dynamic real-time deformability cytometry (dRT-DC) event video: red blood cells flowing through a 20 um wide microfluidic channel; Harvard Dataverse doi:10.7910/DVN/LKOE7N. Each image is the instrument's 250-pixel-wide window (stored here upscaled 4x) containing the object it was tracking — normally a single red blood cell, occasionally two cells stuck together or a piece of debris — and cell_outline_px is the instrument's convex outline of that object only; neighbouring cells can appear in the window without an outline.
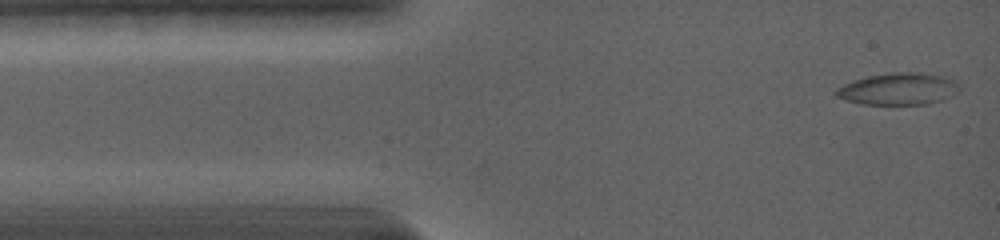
{"species": "common noctule bat (a hibernating species)", "species_latin": "Nyctalus noctula", "temperature_condition": "warm", "stored_images_in_passage": 33, "camera_frame_rate_fps": 5000, "um_per_image_px": 0.085, "animal": {"sex": "female", "body_mass_g": 19.0, "forearm_length_mm": 56.7}, "frame": {"image": 1, "passage_image": 1, "time_ms": 0.0, "image_size_px": [1000, 240], "cell_outline_px": [[960, 92], [940, 100], [928, 104], [860, 104], [844, 100], [836, 96], [832, 92], [836, 88], [852, 80], [868, 76], [892, 72], [920, 72], [944, 76], [952, 80], [960, 88]], "centroid_in_image_um": [76.31, 7.56], "position_along_channel_um": 8.7, "area_um2": 23.06}}
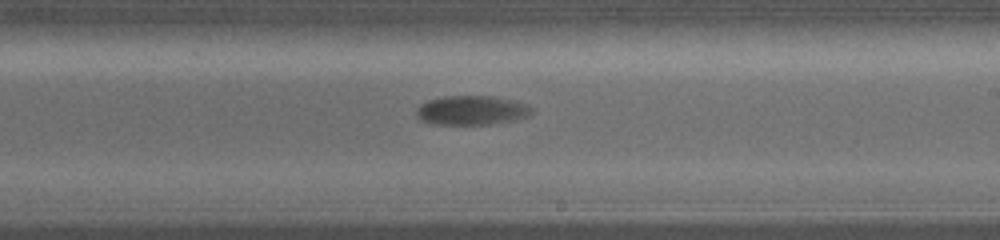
{"frame": {"image": 2, "passage_image": 20, "time_ms": 8.6, "image_size_px": [1000, 240], "cell_outline_px": [[532, 112], [528, 116], [512, 120], [488, 124], [432, 124], [420, 120], [416, 116], [416, 112], [424, 104], [432, 100], [452, 96], [488, 96], [520, 104], [532, 108]], "centroid_in_image_um": [40.04, 9.41], "position_along_channel_um": 249.0, "area_um2": 18.67}}
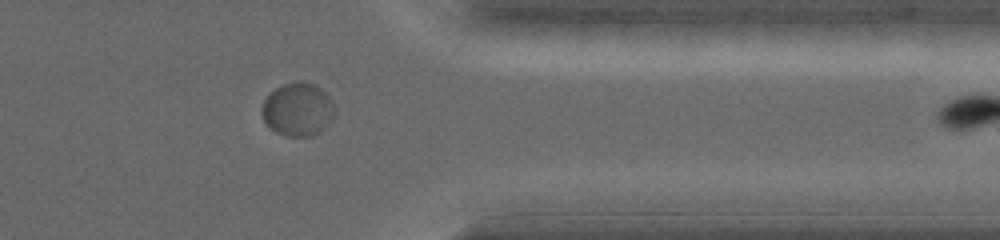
{"frame": {"image": 3, "passage_image": 32, "time_ms": 12.6, "image_size_px": [1000, 240], "cell_outline_px": [[336, 116], [328, 124], [312, 136], [288, 136], [276, 132], [264, 120], [260, 112], [260, 108], [264, 100], [276, 88], [284, 84], [296, 80], [300, 80], [316, 84], [332, 100], [336, 108]], "centroid_in_image_um": [25.34, 9.28], "position_along_channel_um": 386.1, "area_um2": 22.77}}